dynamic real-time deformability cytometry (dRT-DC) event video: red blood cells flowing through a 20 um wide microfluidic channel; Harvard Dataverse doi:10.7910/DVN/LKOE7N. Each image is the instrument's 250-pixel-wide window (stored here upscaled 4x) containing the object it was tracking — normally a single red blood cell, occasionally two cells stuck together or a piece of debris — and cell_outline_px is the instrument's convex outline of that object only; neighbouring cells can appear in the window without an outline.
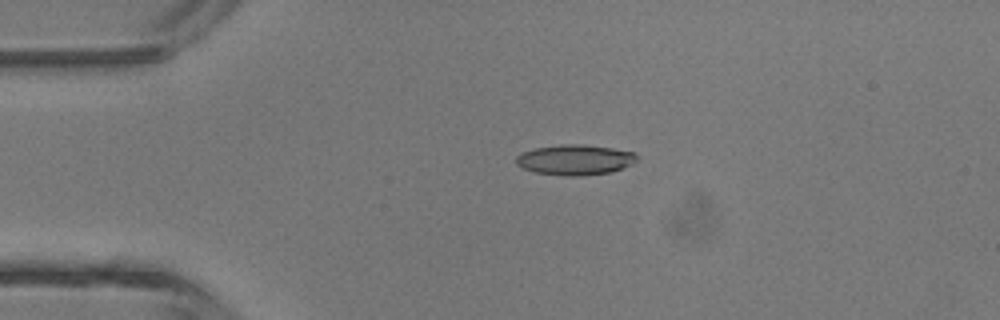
{"species": "common noctule bat (a hibernating species)", "species_latin": "Nyctalus noctula", "temperature_condition": "room temperature", "stored_images_in_passage": 2, "camera_frame_rate_fps": 3000, "um_per_image_px": 0.085, "animal": {"sex": "male", "body_mass_g": 13.3}, "frame": {"image": 1, "passage_image": 1, "time_ms": 0.0, "image_size_px": [1000, 320], "cell_outline_px": [[636, 160], [632, 164], [624, 168], [612, 172], [580, 176], [568, 176], [536, 172], [524, 168], [516, 164], [516, 156], [520, 152], [536, 148], [560, 144], [584, 144], [612, 148], [636, 152]], "centroid_in_image_um": [48.89, 13.57], "position_along_channel_um": 36.1, "area_um2": 21.44}}